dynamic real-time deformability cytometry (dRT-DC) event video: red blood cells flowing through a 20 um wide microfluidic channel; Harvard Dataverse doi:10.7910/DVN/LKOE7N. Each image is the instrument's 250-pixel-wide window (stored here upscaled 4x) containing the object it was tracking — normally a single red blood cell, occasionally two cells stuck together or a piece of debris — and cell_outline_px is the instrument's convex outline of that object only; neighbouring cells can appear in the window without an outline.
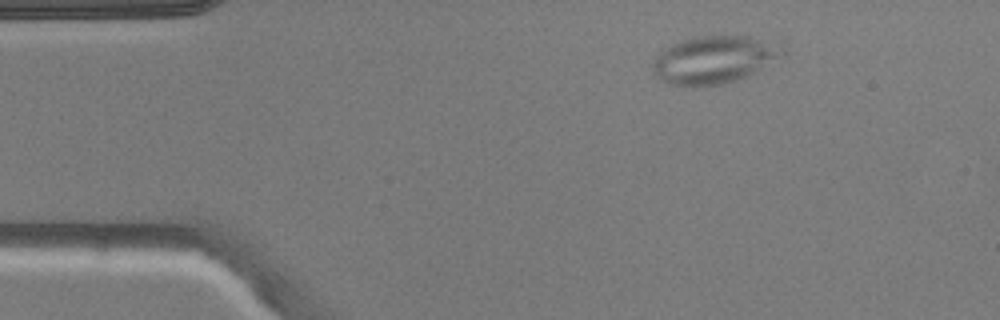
{"species": "common noctule bat (a hibernating species)", "species_latin": "Nyctalus noctula", "temperature_condition": "warm", "stored_images_in_passage": 4, "camera_frame_rate_fps": 3000, "um_per_image_px": 0.085, "animal": {"sex": "male", "body_mass_g": 20.5, "forearm_length_mm": 52.5}, "frame": {"image": 1, "passage_image": 2, "time_ms": 1.333, "image_size_px": [1000, 320], "cell_outline_px": [[784, 52], [756, 72], [748, 76], [724, 84], [692, 88], [684, 88], [668, 84], [660, 80], [652, 72], [652, 64], [656, 56], [664, 48], [672, 44], [692, 36], [748, 36], [784, 44]], "centroid_in_image_um": [60.64, 5.1], "position_along_channel_um": 24.4, "area_um2": 36.59}}